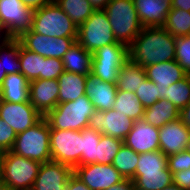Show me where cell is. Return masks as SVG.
I'll list each match as a JSON object with an SVG mask.
<instances>
[{
  "instance_id": "53",
  "label": "cell",
  "mask_w": 190,
  "mask_h": 190,
  "mask_svg": "<svg viewBox=\"0 0 190 190\" xmlns=\"http://www.w3.org/2000/svg\"><path fill=\"white\" fill-rule=\"evenodd\" d=\"M0 190H9V188L4 184V182L0 179Z\"/></svg>"
},
{
  "instance_id": "5",
  "label": "cell",
  "mask_w": 190,
  "mask_h": 190,
  "mask_svg": "<svg viewBox=\"0 0 190 190\" xmlns=\"http://www.w3.org/2000/svg\"><path fill=\"white\" fill-rule=\"evenodd\" d=\"M50 126L43 117L34 126L18 133L10 150L16 155L45 163L52 160L50 152Z\"/></svg>"
},
{
  "instance_id": "4",
  "label": "cell",
  "mask_w": 190,
  "mask_h": 190,
  "mask_svg": "<svg viewBox=\"0 0 190 190\" xmlns=\"http://www.w3.org/2000/svg\"><path fill=\"white\" fill-rule=\"evenodd\" d=\"M103 10L117 42L129 46L143 29L133 0H111Z\"/></svg>"
},
{
  "instance_id": "41",
  "label": "cell",
  "mask_w": 190,
  "mask_h": 190,
  "mask_svg": "<svg viewBox=\"0 0 190 190\" xmlns=\"http://www.w3.org/2000/svg\"><path fill=\"white\" fill-rule=\"evenodd\" d=\"M169 171L173 174L182 170L190 169V153L186 150L180 151L167 157Z\"/></svg>"
},
{
  "instance_id": "12",
  "label": "cell",
  "mask_w": 190,
  "mask_h": 190,
  "mask_svg": "<svg viewBox=\"0 0 190 190\" xmlns=\"http://www.w3.org/2000/svg\"><path fill=\"white\" fill-rule=\"evenodd\" d=\"M73 173L90 190H105L124 179L112 164L93 163L77 166Z\"/></svg>"
},
{
  "instance_id": "19",
  "label": "cell",
  "mask_w": 190,
  "mask_h": 190,
  "mask_svg": "<svg viewBox=\"0 0 190 190\" xmlns=\"http://www.w3.org/2000/svg\"><path fill=\"white\" fill-rule=\"evenodd\" d=\"M146 77L159 89V99H164L168 87L184 78L187 74L175 61H166L145 67Z\"/></svg>"
},
{
  "instance_id": "43",
  "label": "cell",
  "mask_w": 190,
  "mask_h": 190,
  "mask_svg": "<svg viewBox=\"0 0 190 190\" xmlns=\"http://www.w3.org/2000/svg\"><path fill=\"white\" fill-rule=\"evenodd\" d=\"M173 183L184 190H190V169L173 173Z\"/></svg>"
},
{
  "instance_id": "8",
  "label": "cell",
  "mask_w": 190,
  "mask_h": 190,
  "mask_svg": "<svg viewBox=\"0 0 190 190\" xmlns=\"http://www.w3.org/2000/svg\"><path fill=\"white\" fill-rule=\"evenodd\" d=\"M128 59V46L125 44L105 45L93 52L91 74L104 82L116 84L120 68Z\"/></svg>"
},
{
  "instance_id": "22",
  "label": "cell",
  "mask_w": 190,
  "mask_h": 190,
  "mask_svg": "<svg viewBox=\"0 0 190 190\" xmlns=\"http://www.w3.org/2000/svg\"><path fill=\"white\" fill-rule=\"evenodd\" d=\"M29 84L30 82L20 72L8 74L0 88V101L29 102Z\"/></svg>"
},
{
  "instance_id": "52",
  "label": "cell",
  "mask_w": 190,
  "mask_h": 190,
  "mask_svg": "<svg viewBox=\"0 0 190 190\" xmlns=\"http://www.w3.org/2000/svg\"><path fill=\"white\" fill-rule=\"evenodd\" d=\"M162 190H184V189H182L179 186H177L176 184L172 183L171 185L166 186Z\"/></svg>"
},
{
  "instance_id": "18",
  "label": "cell",
  "mask_w": 190,
  "mask_h": 190,
  "mask_svg": "<svg viewBox=\"0 0 190 190\" xmlns=\"http://www.w3.org/2000/svg\"><path fill=\"white\" fill-rule=\"evenodd\" d=\"M159 136L160 151L168 157L185 150L190 130L178 119L159 128Z\"/></svg>"
},
{
  "instance_id": "32",
  "label": "cell",
  "mask_w": 190,
  "mask_h": 190,
  "mask_svg": "<svg viewBox=\"0 0 190 190\" xmlns=\"http://www.w3.org/2000/svg\"><path fill=\"white\" fill-rule=\"evenodd\" d=\"M168 166L167 156L160 150L139 154V162L134 175L162 172Z\"/></svg>"
},
{
  "instance_id": "11",
  "label": "cell",
  "mask_w": 190,
  "mask_h": 190,
  "mask_svg": "<svg viewBox=\"0 0 190 190\" xmlns=\"http://www.w3.org/2000/svg\"><path fill=\"white\" fill-rule=\"evenodd\" d=\"M34 12L22 0H0L2 25L11 38L17 39L32 28Z\"/></svg>"
},
{
  "instance_id": "37",
  "label": "cell",
  "mask_w": 190,
  "mask_h": 190,
  "mask_svg": "<svg viewBox=\"0 0 190 190\" xmlns=\"http://www.w3.org/2000/svg\"><path fill=\"white\" fill-rule=\"evenodd\" d=\"M20 42L12 38L0 48V59H3V66L6 74L20 72Z\"/></svg>"
},
{
  "instance_id": "29",
  "label": "cell",
  "mask_w": 190,
  "mask_h": 190,
  "mask_svg": "<svg viewBox=\"0 0 190 190\" xmlns=\"http://www.w3.org/2000/svg\"><path fill=\"white\" fill-rule=\"evenodd\" d=\"M20 73L30 82L36 79H42V67L44 57L25 49L20 43Z\"/></svg>"
},
{
  "instance_id": "33",
  "label": "cell",
  "mask_w": 190,
  "mask_h": 190,
  "mask_svg": "<svg viewBox=\"0 0 190 190\" xmlns=\"http://www.w3.org/2000/svg\"><path fill=\"white\" fill-rule=\"evenodd\" d=\"M163 27L172 36L190 35V12L181 9H171Z\"/></svg>"
},
{
  "instance_id": "20",
  "label": "cell",
  "mask_w": 190,
  "mask_h": 190,
  "mask_svg": "<svg viewBox=\"0 0 190 190\" xmlns=\"http://www.w3.org/2000/svg\"><path fill=\"white\" fill-rule=\"evenodd\" d=\"M115 83L104 82L93 74L86 76L85 95L89 97L95 109L107 111L113 108L116 100Z\"/></svg>"
},
{
  "instance_id": "26",
  "label": "cell",
  "mask_w": 190,
  "mask_h": 190,
  "mask_svg": "<svg viewBox=\"0 0 190 190\" xmlns=\"http://www.w3.org/2000/svg\"><path fill=\"white\" fill-rule=\"evenodd\" d=\"M146 78L145 68L128 59L120 68L116 87L118 90L134 92L142 85Z\"/></svg>"
},
{
  "instance_id": "54",
  "label": "cell",
  "mask_w": 190,
  "mask_h": 190,
  "mask_svg": "<svg viewBox=\"0 0 190 190\" xmlns=\"http://www.w3.org/2000/svg\"><path fill=\"white\" fill-rule=\"evenodd\" d=\"M185 150L190 153V137H189V140H188L187 145L185 147Z\"/></svg>"
},
{
  "instance_id": "6",
  "label": "cell",
  "mask_w": 190,
  "mask_h": 190,
  "mask_svg": "<svg viewBox=\"0 0 190 190\" xmlns=\"http://www.w3.org/2000/svg\"><path fill=\"white\" fill-rule=\"evenodd\" d=\"M31 29L47 37L78 38V27L55 2L35 10Z\"/></svg>"
},
{
  "instance_id": "49",
  "label": "cell",
  "mask_w": 190,
  "mask_h": 190,
  "mask_svg": "<svg viewBox=\"0 0 190 190\" xmlns=\"http://www.w3.org/2000/svg\"><path fill=\"white\" fill-rule=\"evenodd\" d=\"M95 10L104 9L111 0H88Z\"/></svg>"
},
{
  "instance_id": "31",
  "label": "cell",
  "mask_w": 190,
  "mask_h": 190,
  "mask_svg": "<svg viewBox=\"0 0 190 190\" xmlns=\"http://www.w3.org/2000/svg\"><path fill=\"white\" fill-rule=\"evenodd\" d=\"M139 162V154L123 144L114 157L112 165L126 179H134V174Z\"/></svg>"
},
{
  "instance_id": "42",
  "label": "cell",
  "mask_w": 190,
  "mask_h": 190,
  "mask_svg": "<svg viewBox=\"0 0 190 190\" xmlns=\"http://www.w3.org/2000/svg\"><path fill=\"white\" fill-rule=\"evenodd\" d=\"M16 136L14 129L0 118V153L12 149Z\"/></svg>"
},
{
  "instance_id": "23",
  "label": "cell",
  "mask_w": 190,
  "mask_h": 190,
  "mask_svg": "<svg viewBox=\"0 0 190 190\" xmlns=\"http://www.w3.org/2000/svg\"><path fill=\"white\" fill-rule=\"evenodd\" d=\"M92 58L93 53L75 41L62 58L64 71L87 76L91 74Z\"/></svg>"
},
{
  "instance_id": "55",
  "label": "cell",
  "mask_w": 190,
  "mask_h": 190,
  "mask_svg": "<svg viewBox=\"0 0 190 190\" xmlns=\"http://www.w3.org/2000/svg\"><path fill=\"white\" fill-rule=\"evenodd\" d=\"M0 28H4L3 25H2L1 18H0Z\"/></svg>"
},
{
  "instance_id": "2",
  "label": "cell",
  "mask_w": 190,
  "mask_h": 190,
  "mask_svg": "<svg viewBox=\"0 0 190 190\" xmlns=\"http://www.w3.org/2000/svg\"><path fill=\"white\" fill-rule=\"evenodd\" d=\"M95 108L86 95L78 97L75 101L57 104L44 118L50 130L81 131L88 127L90 117Z\"/></svg>"
},
{
  "instance_id": "46",
  "label": "cell",
  "mask_w": 190,
  "mask_h": 190,
  "mask_svg": "<svg viewBox=\"0 0 190 190\" xmlns=\"http://www.w3.org/2000/svg\"><path fill=\"white\" fill-rule=\"evenodd\" d=\"M22 1L27 7L33 10L40 9L48 4L55 2V0H22Z\"/></svg>"
},
{
  "instance_id": "30",
  "label": "cell",
  "mask_w": 190,
  "mask_h": 190,
  "mask_svg": "<svg viewBox=\"0 0 190 190\" xmlns=\"http://www.w3.org/2000/svg\"><path fill=\"white\" fill-rule=\"evenodd\" d=\"M55 3L79 27L95 11L88 0H55Z\"/></svg>"
},
{
  "instance_id": "3",
  "label": "cell",
  "mask_w": 190,
  "mask_h": 190,
  "mask_svg": "<svg viewBox=\"0 0 190 190\" xmlns=\"http://www.w3.org/2000/svg\"><path fill=\"white\" fill-rule=\"evenodd\" d=\"M40 166V162L11 151L0 153V179L9 190H31Z\"/></svg>"
},
{
  "instance_id": "17",
  "label": "cell",
  "mask_w": 190,
  "mask_h": 190,
  "mask_svg": "<svg viewBox=\"0 0 190 190\" xmlns=\"http://www.w3.org/2000/svg\"><path fill=\"white\" fill-rule=\"evenodd\" d=\"M58 80L36 79L29 84V101L44 117L58 104Z\"/></svg>"
},
{
  "instance_id": "21",
  "label": "cell",
  "mask_w": 190,
  "mask_h": 190,
  "mask_svg": "<svg viewBox=\"0 0 190 190\" xmlns=\"http://www.w3.org/2000/svg\"><path fill=\"white\" fill-rule=\"evenodd\" d=\"M143 27H163L171 11V0H133Z\"/></svg>"
},
{
  "instance_id": "45",
  "label": "cell",
  "mask_w": 190,
  "mask_h": 190,
  "mask_svg": "<svg viewBox=\"0 0 190 190\" xmlns=\"http://www.w3.org/2000/svg\"><path fill=\"white\" fill-rule=\"evenodd\" d=\"M105 190H135V185L132 179L124 178L122 181L112 185Z\"/></svg>"
},
{
  "instance_id": "24",
  "label": "cell",
  "mask_w": 190,
  "mask_h": 190,
  "mask_svg": "<svg viewBox=\"0 0 190 190\" xmlns=\"http://www.w3.org/2000/svg\"><path fill=\"white\" fill-rule=\"evenodd\" d=\"M86 75L64 71L58 77V104L75 101L85 95Z\"/></svg>"
},
{
  "instance_id": "50",
  "label": "cell",
  "mask_w": 190,
  "mask_h": 190,
  "mask_svg": "<svg viewBox=\"0 0 190 190\" xmlns=\"http://www.w3.org/2000/svg\"><path fill=\"white\" fill-rule=\"evenodd\" d=\"M12 38L7 34L5 28H0V48H2Z\"/></svg>"
},
{
  "instance_id": "14",
  "label": "cell",
  "mask_w": 190,
  "mask_h": 190,
  "mask_svg": "<svg viewBox=\"0 0 190 190\" xmlns=\"http://www.w3.org/2000/svg\"><path fill=\"white\" fill-rule=\"evenodd\" d=\"M0 118L18 134L34 126L43 116L30 101L22 103L0 101Z\"/></svg>"
},
{
  "instance_id": "36",
  "label": "cell",
  "mask_w": 190,
  "mask_h": 190,
  "mask_svg": "<svg viewBox=\"0 0 190 190\" xmlns=\"http://www.w3.org/2000/svg\"><path fill=\"white\" fill-rule=\"evenodd\" d=\"M123 144L124 141L119 138L101 134V138L97 146V163L112 164L114 157Z\"/></svg>"
},
{
  "instance_id": "25",
  "label": "cell",
  "mask_w": 190,
  "mask_h": 190,
  "mask_svg": "<svg viewBox=\"0 0 190 190\" xmlns=\"http://www.w3.org/2000/svg\"><path fill=\"white\" fill-rule=\"evenodd\" d=\"M180 111L166 99H159L152 106L145 108L143 119L154 127L161 128L166 123L179 119Z\"/></svg>"
},
{
  "instance_id": "48",
  "label": "cell",
  "mask_w": 190,
  "mask_h": 190,
  "mask_svg": "<svg viewBox=\"0 0 190 190\" xmlns=\"http://www.w3.org/2000/svg\"><path fill=\"white\" fill-rule=\"evenodd\" d=\"M171 7L190 12V0H171Z\"/></svg>"
},
{
  "instance_id": "1",
  "label": "cell",
  "mask_w": 190,
  "mask_h": 190,
  "mask_svg": "<svg viewBox=\"0 0 190 190\" xmlns=\"http://www.w3.org/2000/svg\"><path fill=\"white\" fill-rule=\"evenodd\" d=\"M174 38L164 27H143L128 46L129 59L143 68L175 60Z\"/></svg>"
},
{
  "instance_id": "47",
  "label": "cell",
  "mask_w": 190,
  "mask_h": 190,
  "mask_svg": "<svg viewBox=\"0 0 190 190\" xmlns=\"http://www.w3.org/2000/svg\"><path fill=\"white\" fill-rule=\"evenodd\" d=\"M179 119L190 130V102L180 110Z\"/></svg>"
},
{
  "instance_id": "10",
  "label": "cell",
  "mask_w": 190,
  "mask_h": 190,
  "mask_svg": "<svg viewBox=\"0 0 190 190\" xmlns=\"http://www.w3.org/2000/svg\"><path fill=\"white\" fill-rule=\"evenodd\" d=\"M17 40L25 49L35 52L42 57L59 59H62L72 44L77 41L76 38L47 37L34 32L32 29L23 32Z\"/></svg>"
},
{
  "instance_id": "7",
  "label": "cell",
  "mask_w": 190,
  "mask_h": 190,
  "mask_svg": "<svg viewBox=\"0 0 190 190\" xmlns=\"http://www.w3.org/2000/svg\"><path fill=\"white\" fill-rule=\"evenodd\" d=\"M106 12L95 10L90 17L78 27L77 42L88 52L117 43Z\"/></svg>"
},
{
  "instance_id": "34",
  "label": "cell",
  "mask_w": 190,
  "mask_h": 190,
  "mask_svg": "<svg viewBox=\"0 0 190 190\" xmlns=\"http://www.w3.org/2000/svg\"><path fill=\"white\" fill-rule=\"evenodd\" d=\"M81 135L82 155L80 159V166L97 163V146L101 138V133L86 127L81 130Z\"/></svg>"
},
{
  "instance_id": "35",
  "label": "cell",
  "mask_w": 190,
  "mask_h": 190,
  "mask_svg": "<svg viewBox=\"0 0 190 190\" xmlns=\"http://www.w3.org/2000/svg\"><path fill=\"white\" fill-rule=\"evenodd\" d=\"M164 99L172 102L180 111L190 102V75L170 85Z\"/></svg>"
},
{
  "instance_id": "40",
  "label": "cell",
  "mask_w": 190,
  "mask_h": 190,
  "mask_svg": "<svg viewBox=\"0 0 190 190\" xmlns=\"http://www.w3.org/2000/svg\"><path fill=\"white\" fill-rule=\"evenodd\" d=\"M64 72L62 59L45 58L42 67V79L58 80V77Z\"/></svg>"
},
{
  "instance_id": "27",
  "label": "cell",
  "mask_w": 190,
  "mask_h": 190,
  "mask_svg": "<svg viewBox=\"0 0 190 190\" xmlns=\"http://www.w3.org/2000/svg\"><path fill=\"white\" fill-rule=\"evenodd\" d=\"M112 109L118 112L120 111L124 116L129 117L134 122L143 119L145 111V108L134 92H126L118 89Z\"/></svg>"
},
{
  "instance_id": "51",
  "label": "cell",
  "mask_w": 190,
  "mask_h": 190,
  "mask_svg": "<svg viewBox=\"0 0 190 190\" xmlns=\"http://www.w3.org/2000/svg\"><path fill=\"white\" fill-rule=\"evenodd\" d=\"M7 76L4 66H3V59H0V88L2 86V83L4 81V78Z\"/></svg>"
},
{
  "instance_id": "38",
  "label": "cell",
  "mask_w": 190,
  "mask_h": 190,
  "mask_svg": "<svg viewBox=\"0 0 190 190\" xmlns=\"http://www.w3.org/2000/svg\"><path fill=\"white\" fill-rule=\"evenodd\" d=\"M175 61L190 75V35L175 36Z\"/></svg>"
},
{
  "instance_id": "28",
  "label": "cell",
  "mask_w": 190,
  "mask_h": 190,
  "mask_svg": "<svg viewBox=\"0 0 190 190\" xmlns=\"http://www.w3.org/2000/svg\"><path fill=\"white\" fill-rule=\"evenodd\" d=\"M135 190H162L173 183V175L168 166L162 172L134 175Z\"/></svg>"
},
{
  "instance_id": "16",
  "label": "cell",
  "mask_w": 190,
  "mask_h": 190,
  "mask_svg": "<svg viewBox=\"0 0 190 190\" xmlns=\"http://www.w3.org/2000/svg\"><path fill=\"white\" fill-rule=\"evenodd\" d=\"M159 128L148 124L144 119L133 122L132 129L124 144L138 154L160 150Z\"/></svg>"
},
{
  "instance_id": "15",
  "label": "cell",
  "mask_w": 190,
  "mask_h": 190,
  "mask_svg": "<svg viewBox=\"0 0 190 190\" xmlns=\"http://www.w3.org/2000/svg\"><path fill=\"white\" fill-rule=\"evenodd\" d=\"M73 168L63 163H42L31 190H66Z\"/></svg>"
},
{
  "instance_id": "44",
  "label": "cell",
  "mask_w": 190,
  "mask_h": 190,
  "mask_svg": "<svg viewBox=\"0 0 190 190\" xmlns=\"http://www.w3.org/2000/svg\"><path fill=\"white\" fill-rule=\"evenodd\" d=\"M66 190H90L74 173L70 176Z\"/></svg>"
},
{
  "instance_id": "13",
  "label": "cell",
  "mask_w": 190,
  "mask_h": 190,
  "mask_svg": "<svg viewBox=\"0 0 190 190\" xmlns=\"http://www.w3.org/2000/svg\"><path fill=\"white\" fill-rule=\"evenodd\" d=\"M133 122L120 111L95 109L94 114L90 117L88 127L101 134L124 140L131 131Z\"/></svg>"
},
{
  "instance_id": "39",
  "label": "cell",
  "mask_w": 190,
  "mask_h": 190,
  "mask_svg": "<svg viewBox=\"0 0 190 190\" xmlns=\"http://www.w3.org/2000/svg\"><path fill=\"white\" fill-rule=\"evenodd\" d=\"M135 95L143 107L148 108L159 100V89L154 82L146 77L142 85L135 91Z\"/></svg>"
},
{
  "instance_id": "9",
  "label": "cell",
  "mask_w": 190,
  "mask_h": 190,
  "mask_svg": "<svg viewBox=\"0 0 190 190\" xmlns=\"http://www.w3.org/2000/svg\"><path fill=\"white\" fill-rule=\"evenodd\" d=\"M50 152L52 161L71 166H80L82 155L81 131L51 130Z\"/></svg>"
}]
</instances>
